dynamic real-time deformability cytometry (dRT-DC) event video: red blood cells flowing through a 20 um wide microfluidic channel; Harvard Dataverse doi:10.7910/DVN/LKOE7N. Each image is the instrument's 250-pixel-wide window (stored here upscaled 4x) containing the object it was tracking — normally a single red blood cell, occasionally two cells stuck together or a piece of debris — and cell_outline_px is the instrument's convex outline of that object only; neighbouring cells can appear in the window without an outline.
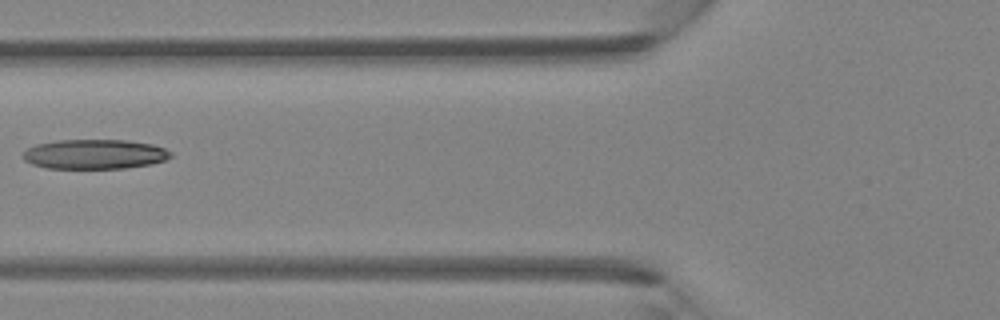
{"species": "Egyptian fruit bat (a non-hibernating species)", "species_latin": "Rousettus aegyptiacus", "temperature_condition": "room temperature", "stored_images_in_passage": 2, "camera_frame_rate_fps": 3000, "um_per_image_px": 0.085, "animal": {"sex": "female"}, "frame": {"image": 1, "passage_image": 2, "time_ms": 0.333, "image_size_px": [1000, 320], "cell_outline_px": [[172, 156], [164, 160], [152, 164], [124, 168], [48, 168], [32, 164], [24, 160], [24, 152], [28, 148], [36, 144], [56, 140], [124, 140], [152, 144], [164, 148], [172, 152]], "centroid_in_image_um": [8.06, 13.1], "position_along_channel_um": 117.7, "area_um2": 25.43}}